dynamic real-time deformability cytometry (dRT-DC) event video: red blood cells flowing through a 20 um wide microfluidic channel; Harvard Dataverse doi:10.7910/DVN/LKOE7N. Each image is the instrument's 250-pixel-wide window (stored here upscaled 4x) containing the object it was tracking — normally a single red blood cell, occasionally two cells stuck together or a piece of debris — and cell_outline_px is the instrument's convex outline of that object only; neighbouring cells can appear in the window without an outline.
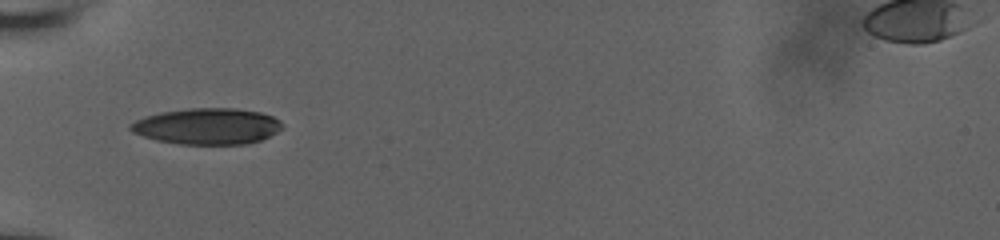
{"species": "human", "species_latin": "Homo sapiens", "temperature_condition": "room temperature", "stored_images_in_passage": 36, "camera_frame_rate_fps": 3000, "um_per_image_px": 0.085, "donor": {"sex": "male"}, "frame": {"image": 1, "passage_image": 1, "time_ms": 0.0, "image_size_px": [1000, 240], "cell_outline_px": [[284, 128], [260, 140], [244, 144], [180, 144], [156, 140], [132, 132], [128, 128], [128, 124], [144, 116], [160, 112], [188, 108], [232, 108], [260, 112], [272, 116], [280, 120], [284, 124]], "centroid_in_image_um": [17.6, 10.72], "position_along_channel_um": 67.4, "area_um2": 32.08}}
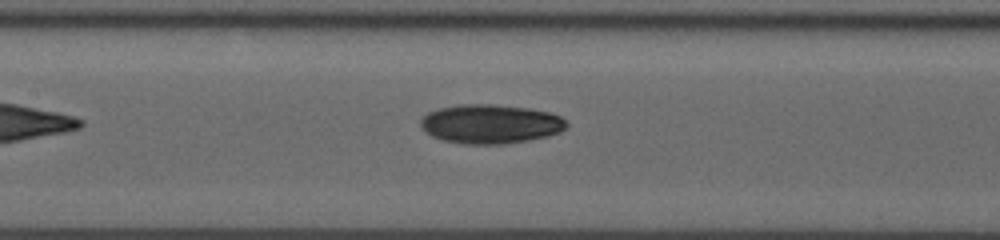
{"frame": {"image": 2, "passage_image": 9, "time_ms": 2.667, "image_size_px": [1000, 240], "cell_outline_px": [[568, 124], [560, 132], [548, 136], [528, 140], [504, 144], [464, 144], [444, 140], [432, 136], [424, 132], [420, 124], [420, 120], [428, 112], [440, 108], [460, 104], [492, 104], [528, 108], [548, 112], [560, 116]], "centroid_in_image_um": [41.67, 10.54], "position_along_channel_um": 165.7, "area_um2": 33.23}}
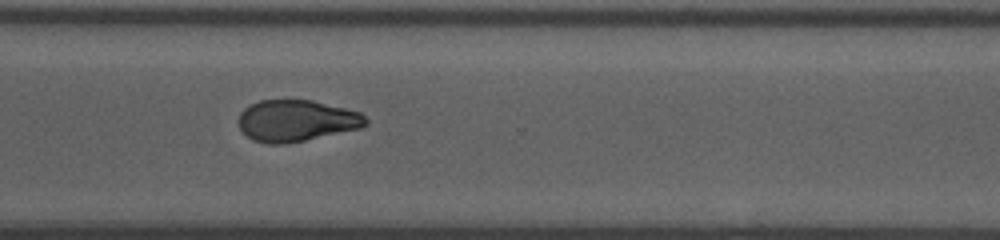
{"frame": {"image": 3, "passage_image": 23, "time_ms": 7.333, "image_size_px": [1000, 240], "cell_outline_px": [[368, 124], [360, 128], [304, 140], [284, 144], [268, 144], [252, 140], [240, 128], [240, 112], [244, 108], [260, 100], [312, 100], [360, 112], [368, 120]], "centroid_in_image_um": [25.2, 10.26], "position_along_channel_um": 345.4, "area_um2": 30.46}, "authors_computed_cell_mechanics": {"area_um2": 31.8189, "velocity_mm_per_s": 3.8628, "shape_relaxation_time_tau1_ms": 8.4998, "shape_relaxation_time_tau2_ms": null, "deformation_change_tau1": 0.189, "deformation_change_tau2": null}}